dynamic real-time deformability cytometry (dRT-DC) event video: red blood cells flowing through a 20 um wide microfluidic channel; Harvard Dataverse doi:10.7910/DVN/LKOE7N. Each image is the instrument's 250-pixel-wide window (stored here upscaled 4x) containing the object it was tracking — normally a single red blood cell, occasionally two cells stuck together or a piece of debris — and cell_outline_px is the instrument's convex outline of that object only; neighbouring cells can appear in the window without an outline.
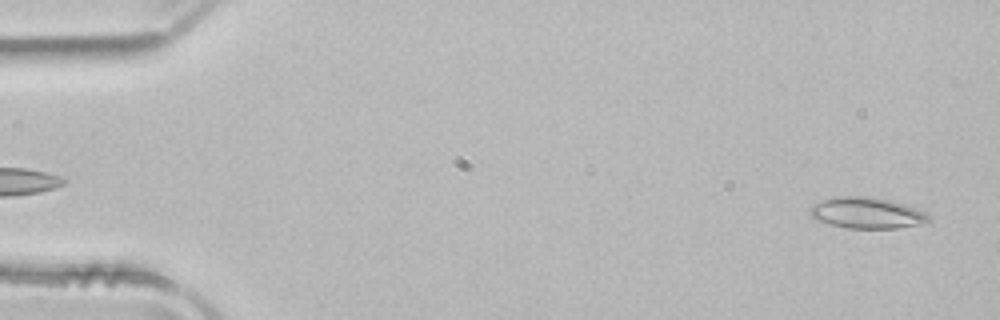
{"species": "common noctule bat (a hibernating species)", "species_latin": "Nyctalus noctula", "temperature_condition": "room temperature", "stored_images_in_passage": 51, "camera_frame_rate_fps": 3000, "um_per_image_px": 0.085, "animal": {"sex": "male", "body_mass_g": 21.5, "forearm_length_mm": 52.0}, "frame": {"image": 1, "passage_image": 2, "time_ms": 0.333, "image_size_px": [1000, 320], "cell_outline_px": [[932, 220], [920, 224], [896, 228], [848, 228], [816, 220], [808, 216], [808, 208], [824, 200], [844, 196], [860, 196], [888, 200], [904, 204], [924, 212], [932, 216]], "centroid_in_image_um": [73.68, 18.11], "position_along_channel_um": 11.3, "area_um2": 21.21}}
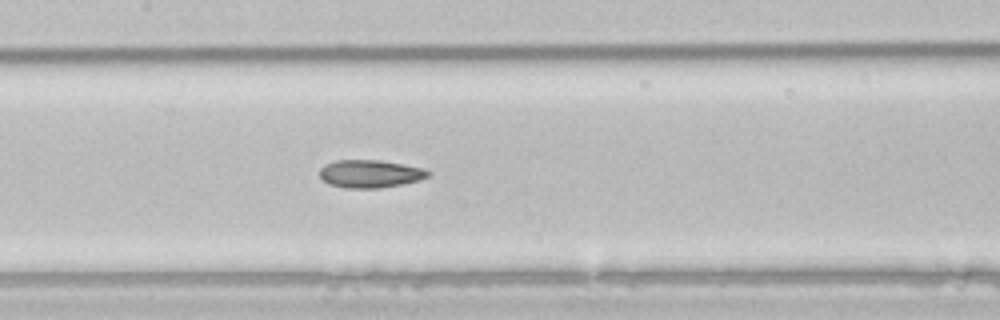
{"frame": {"image": 2, "passage_image": 24, "time_ms": 7.667, "image_size_px": [1000, 320], "cell_outline_px": [[432, 172], [428, 176], [420, 180], [404, 184], [380, 188], [344, 188], [328, 184], [320, 176], [320, 168], [324, 164], [336, 160], [380, 160], [404, 164], [424, 168]], "centroid_in_image_um": [31.48, 14.77], "position_along_channel_um": 175.9, "area_um2": 17.8}}
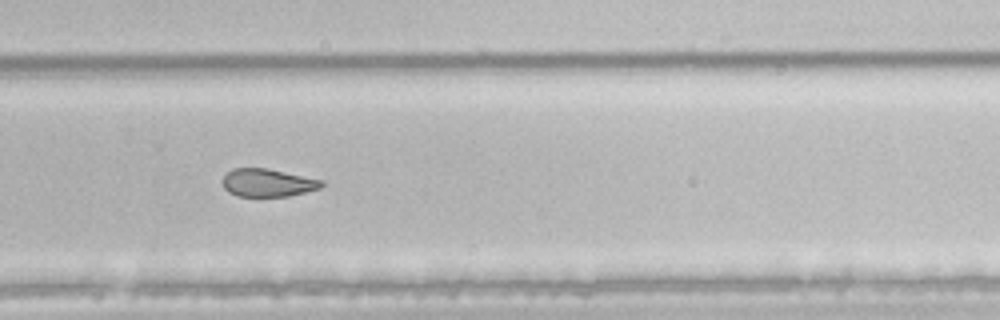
{"frame": {"image": 3, "passage_image": 34, "time_ms": 11.0, "image_size_px": [1000, 320], "cell_outline_px": [[324, 184], [320, 188], [288, 196], [236, 196], [228, 192], [224, 188], [224, 176], [232, 168], [268, 168], [324, 180]], "centroid_in_image_um": [22.77, 15.53], "position_along_channel_um": 307.0, "area_um2": 16.07}, "authors_computed_cell_mechanics": {"area_um2": 19.2474, "velocity_mm_per_s": 3.9646, "shape_relaxation_time_tau1_ms": null, "shape_relaxation_time_tau2_ms": 2.6156, "deformation_change_tau1": null, "deformation_change_tau2": 0.0948}}